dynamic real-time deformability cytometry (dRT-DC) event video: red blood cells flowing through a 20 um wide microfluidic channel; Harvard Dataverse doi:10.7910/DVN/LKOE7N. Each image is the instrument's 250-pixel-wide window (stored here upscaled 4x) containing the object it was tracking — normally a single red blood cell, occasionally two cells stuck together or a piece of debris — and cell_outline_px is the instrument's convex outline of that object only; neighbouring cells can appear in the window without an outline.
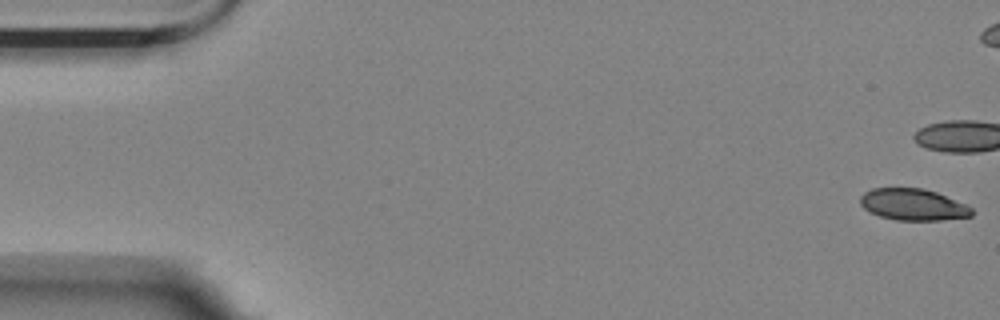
{"species": "Egyptian fruit bat (a non-hibernating species)", "species_latin": "Rousettus aegyptiacus", "temperature_condition": "room temperature", "stored_images_in_passage": 5, "camera_frame_rate_fps": 3000, "um_per_image_px": 0.085, "animal": {"sex": "female"}, "frame": {"image": 1, "passage_image": 1, "time_ms": 0.0, "image_size_px": [1000, 320], "cell_outline_px": [[972, 216], [940, 220], [896, 220], [880, 216], [868, 212], [860, 204], [860, 196], [864, 192], [872, 188], [924, 188], [936, 192], [964, 204], [972, 208]], "centroid_in_image_um": [77.56, 17.39], "position_along_channel_um": 7.4, "area_um2": 20.46}}